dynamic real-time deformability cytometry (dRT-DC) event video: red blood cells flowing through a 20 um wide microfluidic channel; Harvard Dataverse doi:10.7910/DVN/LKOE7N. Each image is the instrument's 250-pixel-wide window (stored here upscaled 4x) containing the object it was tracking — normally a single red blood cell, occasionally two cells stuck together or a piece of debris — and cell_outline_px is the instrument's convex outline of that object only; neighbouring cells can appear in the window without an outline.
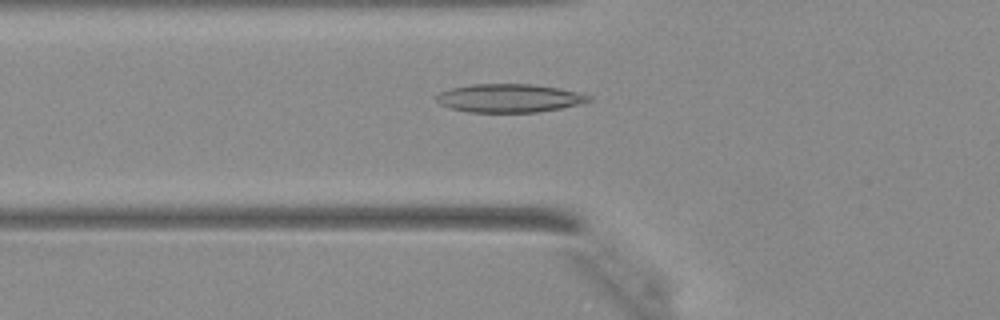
{"species": "Egyptian fruit bat (a non-hibernating species)", "species_latin": "Rousettus aegyptiacus", "temperature_condition": "warm", "stored_images_in_passage": 37, "camera_frame_rate_fps": 3000, "um_per_image_px": 0.085, "animal": {"sex": "female"}, "frame": {"image": 1, "passage_image": 10, "time_ms": 3.0, "image_size_px": [1000, 320], "cell_outline_px": [[592, 100], [580, 104], [560, 108], [536, 112], [468, 112], [448, 108], [440, 104], [436, 100], [436, 96], [440, 92], [452, 88], [472, 84], [532, 84], [556, 88], [576, 92], [592, 96]], "centroid_in_image_um": [43.26, 8.35], "position_along_channel_um": 82.5, "area_um2": 25.09}}
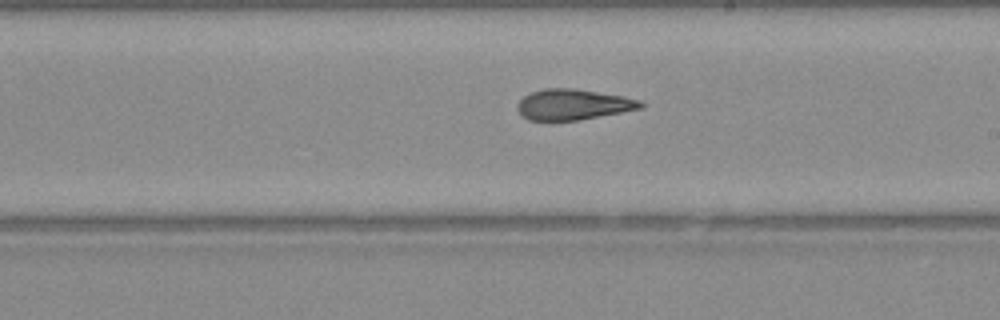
{"frame": {"image": 2, "passage_image": 20, "time_ms": 6.333, "image_size_px": [1000, 320], "cell_outline_px": [[644, 108], [580, 120], [528, 120], [516, 108], [516, 104], [524, 96], [532, 92], [544, 88], [572, 88], [624, 96], [640, 100], [644, 104]], "centroid_in_image_um": [48.74, 8.88], "position_along_channel_um": 240.3, "area_um2": 22.02}}
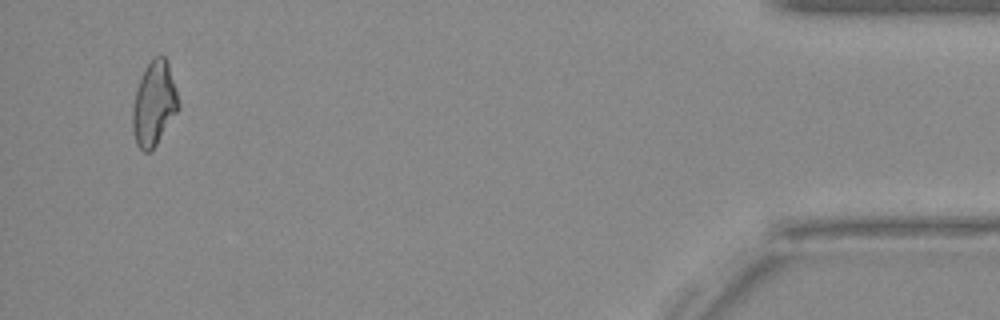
{"frame": {"image": 3, "passage_image": 36, "time_ms": 11.667, "image_size_px": [1000, 320], "cell_outline_px": [[180, 108], [156, 144], [148, 152], [144, 152], [136, 144], [132, 132], [132, 108], [136, 92], [140, 80], [148, 64], [156, 56], [164, 56], [168, 60], [180, 100]], "centroid_in_image_um": [13.12, 8.82], "position_along_channel_um": 422.1, "area_um2": 22.48}}